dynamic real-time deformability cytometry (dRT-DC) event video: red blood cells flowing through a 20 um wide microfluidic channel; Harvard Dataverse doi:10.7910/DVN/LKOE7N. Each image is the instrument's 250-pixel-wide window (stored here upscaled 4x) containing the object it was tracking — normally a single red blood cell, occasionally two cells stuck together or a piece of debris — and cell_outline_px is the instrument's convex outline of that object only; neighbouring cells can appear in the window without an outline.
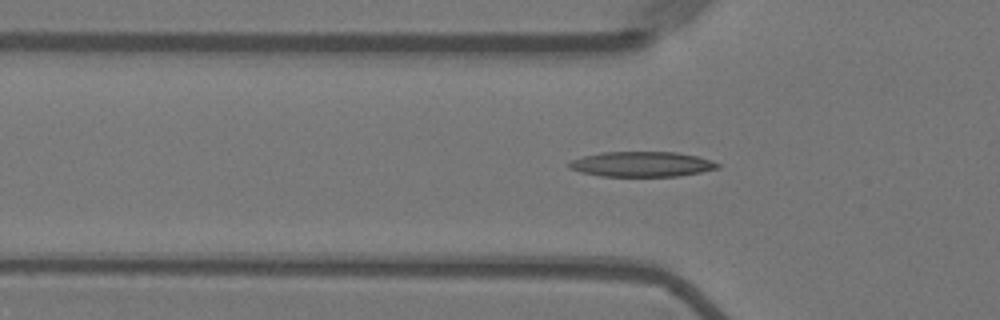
{"species": "Egyptian fruit bat (a non-hibernating species)", "species_latin": "Rousettus aegyptiacus", "temperature_condition": "warm", "stored_images_in_passage": 31, "camera_frame_rate_fps": 3000, "um_per_image_px": 0.085, "animal": {"sex": "female"}, "frame": {"image": 1, "passage_image": 9, "time_ms": 2.667, "image_size_px": [1000, 320], "cell_outline_px": [[720, 168], [680, 176], [600, 176], [580, 172], [568, 168], [568, 164], [572, 160], [584, 156], [600, 152], [676, 152], [696, 156], [712, 160], [720, 164]], "centroid_in_image_um": [54.55, 13.96], "position_along_channel_um": 71.2, "area_um2": 21.79}}
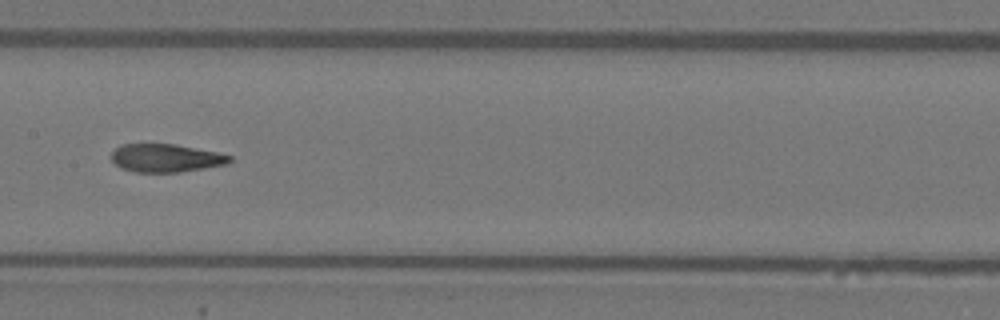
{"frame": {"image": 2, "passage_image": 19, "time_ms": 6.0, "image_size_px": [1000, 320], "cell_outline_px": [[232, 160], [228, 164], [180, 172], [136, 172], [120, 168], [112, 160], [112, 152], [120, 144], [176, 144], [216, 152], [232, 156]], "centroid_in_image_um": [14.1, 13.43], "position_along_channel_um": 193.3, "area_um2": 19.36}}
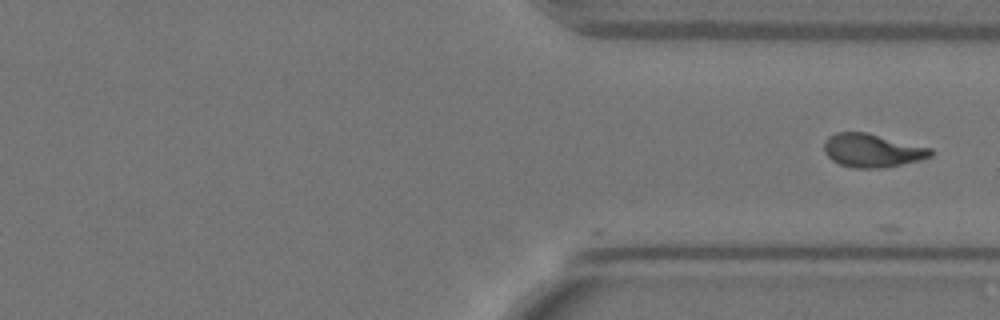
{"frame": {"image": 3, "passage_image": 31, "time_ms": 10.0, "image_size_px": [1000, 320], "cell_outline_px": [[936, 152], [932, 156], [920, 160], [884, 168], [852, 168], [840, 164], [832, 160], [824, 152], [824, 144], [828, 136], [836, 132], [864, 132], [932, 148]], "centroid_in_image_um": [74.15, 12.8], "position_along_channel_um": 337.2, "area_um2": 20.81}}